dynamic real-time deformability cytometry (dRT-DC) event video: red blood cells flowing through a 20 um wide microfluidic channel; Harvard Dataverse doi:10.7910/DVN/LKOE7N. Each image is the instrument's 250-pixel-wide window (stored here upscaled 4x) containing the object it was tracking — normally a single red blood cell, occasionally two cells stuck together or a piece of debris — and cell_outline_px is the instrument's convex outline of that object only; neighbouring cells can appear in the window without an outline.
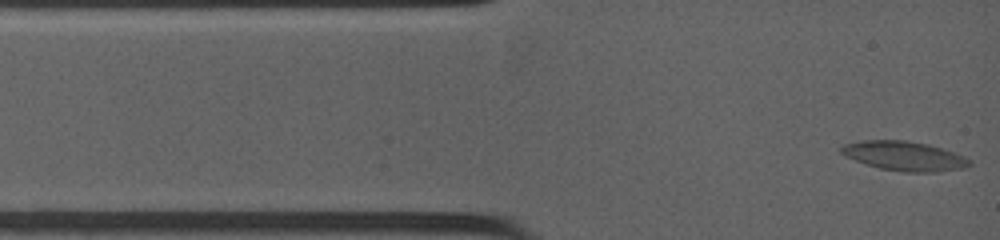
{"species": "common noctule bat (a hibernating species)", "species_latin": "Nyctalus noctula", "temperature_condition": "warm", "stored_images_in_passage": 46, "camera_frame_rate_fps": 4500, "um_per_image_px": 0.085, "animal": {"sex": "female", "body_mass_g": 19.0, "forearm_length_mm": 53.3}, "frame": {"image": 1, "passage_image": 1, "time_ms": 0.0, "image_size_px": [1000, 240], "cell_outline_px": [[972, 164], [964, 168], [936, 172], [904, 172], [880, 168], [844, 156], [840, 152], [840, 148], [844, 144], [860, 140], [904, 140], [928, 144], [964, 156], [972, 160]], "centroid_in_image_um": [76.87, 13.26], "position_along_channel_um": 8.1, "area_um2": 21.91}}
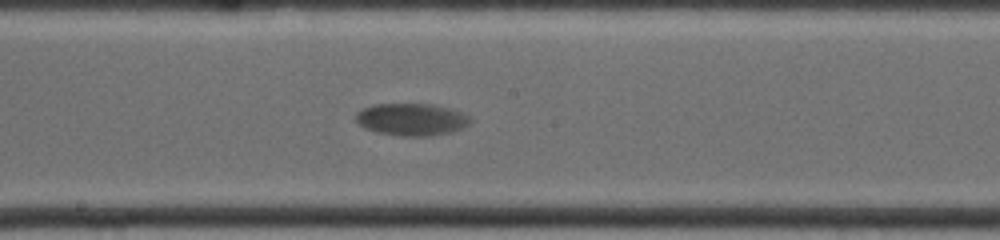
{"frame": {"image": 2, "passage_image": 19, "time_ms": 6.889, "image_size_px": [1000, 240], "cell_outline_px": [[472, 120], [468, 124], [452, 132], [428, 136], [400, 136], [380, 132], [364, 128], [356, 120], [356, 112], [372, 104], [432, 104], [452, 108], [468, 116]], "centroid_in_image_um": [34.98, 10.14], "position_along_channel_um": 213.2, "area_um2": 21.39}}
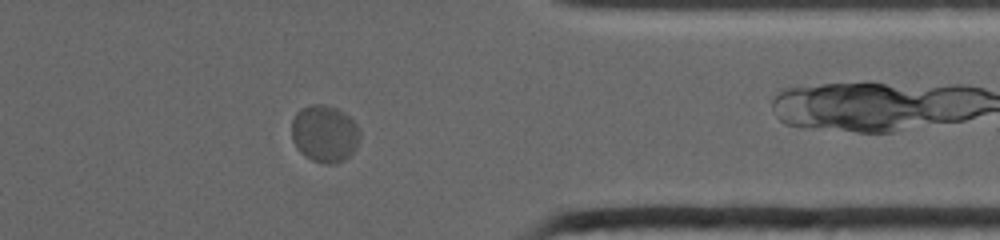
{"frame": {"image": 3, "passage_image": 33, "time_ms": 12.0, "image_size_px": [1000, 240], "cell_outline_px": [[360, 136], [356, 148], [344, 160], [336, 164], [324, 164], [312, 160], [304, 156], [296, 148], [292, 140], [292, 120], [296, 112], [300, 108], [312, 104], [328, 104], [344, 112], [356, 124], [360, 132]], "centroid_in_image_um": [27.57, 11.36], "position_along_channel_um": 383.8, "area_um2": 23.0}, "authors_computed_cell_mechanics": {"area_um2": 21.386, "velocity_mm_per_s": 3.5773, "shape_relaxation_time_tau1_ms": 3.5132, "shape_relaxation_time_tau2_ms": null, "deformation_change_tau1": 0.1244, "deformation_change_tau2": null}}